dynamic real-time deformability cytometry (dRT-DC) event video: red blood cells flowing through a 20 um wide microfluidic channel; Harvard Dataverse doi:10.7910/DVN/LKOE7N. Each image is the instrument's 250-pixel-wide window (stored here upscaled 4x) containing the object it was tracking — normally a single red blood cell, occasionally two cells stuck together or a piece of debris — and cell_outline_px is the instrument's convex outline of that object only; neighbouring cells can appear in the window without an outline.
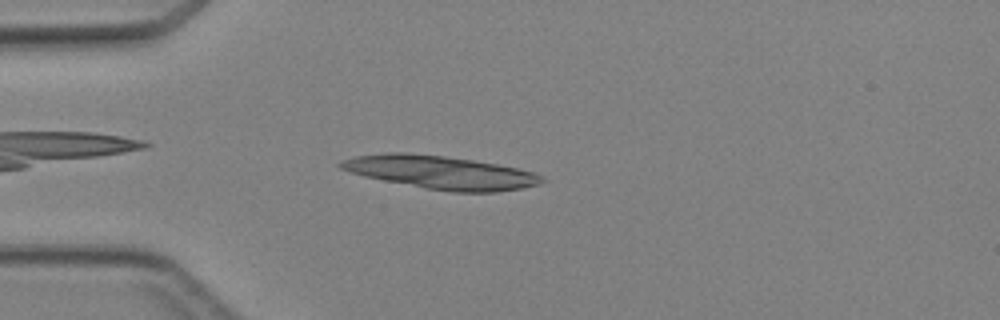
{"species": "Egyptian fruit bat (a non-hibernating species)", "species_latin": "Rousettus aegyptiacus", "temperature_condition": "cold", "stored_images_in_passage": 38, "camera_frame_rate_fps": 3000, "um_per_image_px": 0.085, "animal": {"sex": "female"}, "frame": {"image": 1, "passage_image": 5, "time_ms": 1.333, "image_size_px": [1000, 320], "cell_outline_px": [[548, 180], [540, 184], [524, 188], [496, 192], [452, 192], [424, 188], [364, 176], [340, 168], [336, 164], [340, 160], [356, 156], [388, 152], [404, 152], [444, 156], [472, 160], [496, 164], [516, 168], [532, 172]], "centroid_in_image_um": [37.45, 14.65], "position_along_channel_um": 47.5, "area_um2": 38.78}}